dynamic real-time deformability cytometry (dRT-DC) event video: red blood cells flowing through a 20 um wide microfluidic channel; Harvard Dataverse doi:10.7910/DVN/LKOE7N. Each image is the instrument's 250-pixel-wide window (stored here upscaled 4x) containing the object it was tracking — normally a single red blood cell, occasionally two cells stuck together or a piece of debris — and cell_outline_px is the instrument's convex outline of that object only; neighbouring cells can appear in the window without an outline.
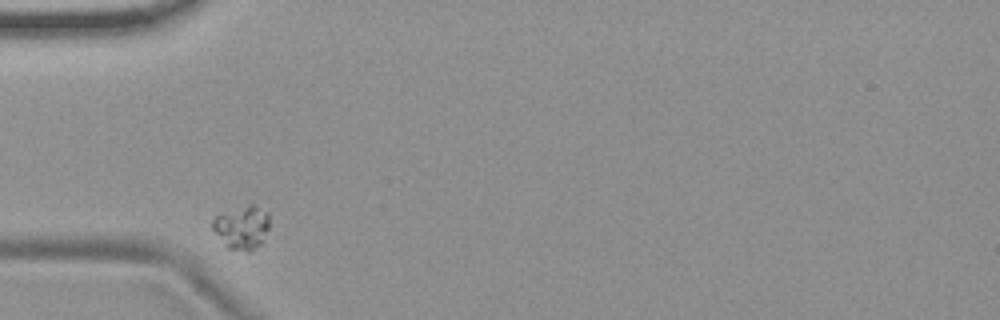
{"species": "common noctule bat (a hibernating species)", "species_latin": "Nyctalus noctula", "temperature_condition": "room temperature", "stored_images_in_passage": 2, "camera_frame_rate_fps": 3000, "um_per_image_px": 0.085, "animal": {"sex": "female", "body_mass_g": 19.9}, "frame": {"image": 1, "passage_image": 1, "time_ms": 0.0, "image_size_px": [1000, 320], "cell_outline_px": [[268, 228], [260, 244], [252, 248], [228, 248], [212, 228], [212, 220], [216, 216], [248, 204], [252, 204], [268, 212]], "centroid_in_image_um": [20.56, 19.27], "position_along_channel_um": 64.4, "area_um2": 13.58}}